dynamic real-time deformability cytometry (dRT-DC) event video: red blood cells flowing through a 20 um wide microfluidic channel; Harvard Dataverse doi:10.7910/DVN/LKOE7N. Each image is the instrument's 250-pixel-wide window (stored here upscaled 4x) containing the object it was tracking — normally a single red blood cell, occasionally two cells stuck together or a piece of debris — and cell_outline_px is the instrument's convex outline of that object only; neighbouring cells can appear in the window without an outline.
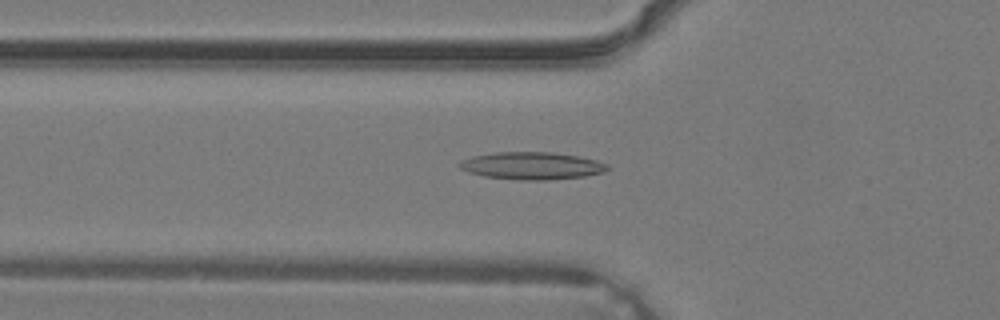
{"species": "common noctule bat (a hibernating species)", "species_latin": "Nyctalus noctula", "temperature_condition": "warm", "stored_images_in_passage": 38, "camera_frame_rate_fps": 3000, "um_per_image_px": 0.085, "animal": {"sex": "male", "body_mass_g": 19.2, "forearm_length_mm": 51.8}, "frame": {"image": 1, "passage_image": 14, "time_ms": 4.333, "image_size_px": [1000, 320], "cell_outline_px": [[608, 168], [604, 172], [584, 176], [548, 180], [520, 180], [484, 176], [468, 172], [460, 168], [456, 164], [460, 160], [472, 156], [496, 152], [552, 152], [576, 156], [596, 160], [608, 164]], "centroid_in_image_um": [45.16, 14.09], "position_along_channel_um": 80.6, "area_um2": 23.64}}
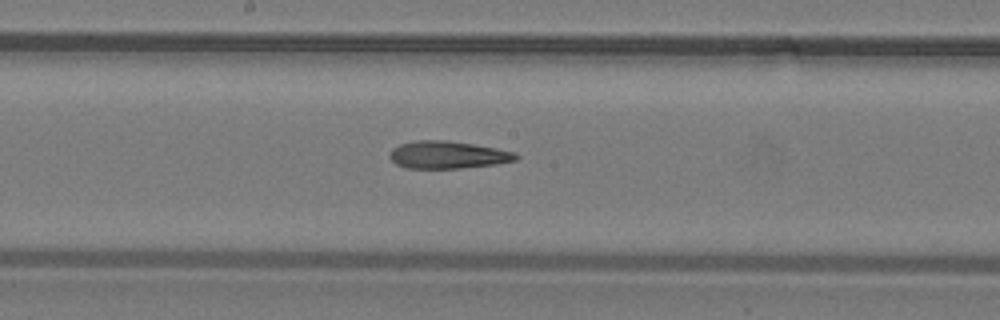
{"frame": {"image": 2, "passage_image": 21, "time_ms": 6.667, "image_size_px": [1000, 320], "cell_outline_px": [[520, 156], [516, 160], [496, 164], [460, 168], [408, 168], [396, 164], [388, 156], [388, 152], [392, 148], [400, 144], [416, 140], [444, 140], [472, 144], [496, 148], [516, 152]], "centroid_in_image_um": [38.04, 13.16], "position_along_channel_um": 210.2, "area_um2": 20.23}}
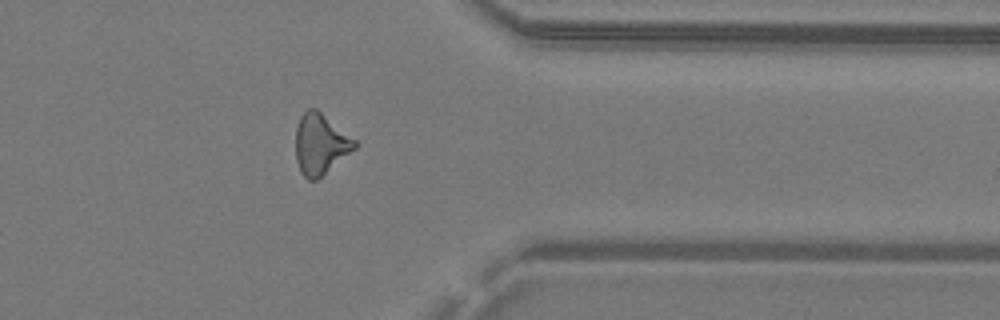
{"frame": {"image": 3, "passage_image": 31, "time_ms": 10.0, "image_size_px": [1000, 320], "cell_outline_px": [[356, 148], [316, 180], [308, 180], [300, 172], [296, 160], [296, 128], [300, 116], [308, 108], [316, 108], [356, 140]], "centroid_in_image_um": [27.22, 12.24], "position_along_channel_um": 384.2, "area_um2": 20.69}}